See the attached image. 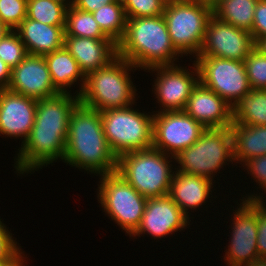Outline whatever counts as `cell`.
<instances>
[{
  "mask_svg": "<svg viewBox=\"0 0 266 266\" xmlns=\"http://www.w3.org/2000/svg\"><path fill=\"white\" fill-rule=\"evenodd\" d=\"M72 93H58L37 101L35 122L15 158L20 175L48 166L65 155L69 119L80 98ZM35 170V171H34Z\"/></svg>",
  "mask_w": 266,
  "mask_h": 266,
  "instance_id": "1",
  "label": "cell"
},
{
  "mask_svg": "<svg viewBox=\"0 0 266 266\" xmlns=\"http://www.w3.org/2000/svg\"><path fill=\"white\" fill-rule=\"evenodd\" d=\"M117 159L104 135L101 112L79 102L69 119L63 162L101 175L115 172Z\"/></svg>",
  "mask_w": 266,
  "mask_h": 266,
  "instance_id": "2",
  "label": "cell"
},
{
  "mask_svg": "<svg viewBox=\"0 0 266 266\" xmlns=\"http://www.w3.org/2000/svg\"><path fill=\"white\" fill-rule=\"evenodd\" d=\"M117 54L144 71L175 65L174 61L183 57L174 48L163 15L127 19L124 36L117 43Z\"/></svg>",
  "mask_w": 266,
  "mask_h": 266,
  "instance_id": "3",
  "label": "cell"
},
{
  "mask_svg": "<svg viewBox=\"0 0 266 266\" xmlns=\"http://www.w3.org/2000/svg\"><path fill=\"white\" fill-rule=\"evenodd\" d=\"M133 70L137 67L117 56L106 67L88 73L80 102L100 112L134 105L138 94L129 73Z\"/></svg>",
  "mask_w": 266,
  "mask_h": 266,
  "instance_id": "4",
  "label": "cell"
},
{
  "mask_svg": "<svg viewBox=\"0 0 266 266\" xmlns=\"http://www.w3.org/2000/svg\"><path fill=\"white\" fill-rule=\"evenodd\" d=\"M172 158L153 147L132 151L118 157L116 172L144 197H162L168 195L174 174Z\"/></svg>",
  "mask_w": 266,
  "mask_h": 266,
  "instance_id": "5",
  "label": "cell"
},
{
  "mask_svg": "<svg viewBox=\"0 0 266 266\" xmlns=\"http://www.w3.org/2000/svg\"><path fill=\"white\" fill-rule=\"evenodd\" d=\"M173 161L180 164L177 168L174 167L176 171L215 181L213 176L218 171L220 173V169L226 167L225 164L235 162L230 128L205 129L198 140L188 148L179 151Z\"/></svg>",
  "mask_w": 266,
  "mask_h": 266,
  "instance_id": "6",
  "label": "cell"
},
{
  "mask_svg": "<svg viewBox=\"0 0 266 266\" xmlns=\"http://www.w3.org/2000/svg\"><path fill=\"white\" fill-rule=\"evenodd\" d=\"M132 107L101 111L104 135L117 158L153 146V111L148 115Z\"/></svg>",
  "mask_w": 266,
  "mask_h": 266,
  "instance_id": "7",
  "label": "cell"
},
{
  "mask_svg": "<svg viewBox=\"0 0 266 266\" xmlns=\"http://www.w3.org/2000/svg\"><path fill=\"white\" fill-rule=\"evenodd\" d=\"M212 15V5L204 0H187L164 6L163 17L169 36L182 56H198Z\"/></svg>",
  "mask_w": 266,
  "mask_h": 266,
  "instance_id": "8",
  "label": "cell"
},
{
  "mask_svg": "<svg viewBox=\"0 0 266 266\" xmlns=\"http://www.w3.org/2000/svg\"><path fill=\"white\" fill-rule=\"evenodd\" d=\"M101 176V177H100ZM97 198L105 214L131 236L140 225L147 198L116 171L99 175Z\"/></svg>",
  "mask_w": 266,
  "mask_h": 266,
  "instance_id": "9",
  "label": "cell"
},
{
  "mask_svg": "<svg viewBox=\"0 0 266 266\" xmlns=\"http://www.w3.org/2000/svg\"><path fill=\"white\" fill-rule=\"evenodd\" d=\"M194 62L199 71V82L232 107L252 90L243 61L197 56Z\"/></svg>",
  "mask_w": 266,
  "mask_h": 266,
  "instance_id": "10",
  "label": "cell"
},
{
  "mask_svg": "<svg viewBox=\"0 0 266 266\" xmlns=\"http://www.w3.org/2000/svg\"><path fill=\"white\" fill-rule=\"evenodd\" d=\"M242 200L233 210L231 240L225 250L228 266H250L259 260L257 251V200Z\"/></svg>",
  "mask_w": 266,
  "mask_h": 266,
  "instance_id": "11",
  "label": "cell"
},
{
  "mask_svg": "<svg viewBox=\"0 0 266 266\" xmlns=\"http://www.w3.org/2000/svg\"><path fill=\"white\" fill-rule=\"evenodd\" d=\"M184 111L153 112V148L175 156L193 145L205 130Z\"/></svg>",
  "mask_w": 266,
  "mask_h": 266,
  "instance_id": "12",
  "label": "cell"
},
{
  "mask_svg": "<svg viewBox=\"0 0 266 266\" xmlns=\"http://www.w3.org/2000/svg\"><path fill=\"white\" fill-rule=\"evenodd\" d=\"M193 70L177 64L156 66L147 69L156 72L153 89L155 99L160 104V109L154 112L183 111L186 103L199 83V71L193 62Z\"/></svg>",
  "mask_w": 266,
  "mask_h": 266,
  "instance_id": "13",
  "label": "cell"
},
{
  "mask_svg": "<svg viewBox=\"0 0 266 266\" xmlns=\"http://www.w3.org/2000/svg\"><path fill=\"white\" fill-rule=\"evenodd\" d=\"M255 44L249 31L236 28L212 15L208 20L198 56H213L244 62L255 48Z\"/></svg>",
  "mask_w": 266,
  "mask_h": 266,
  "instance_id": "14",
  "label": "cell"
},
{
  "mask_svg": "<svg viewBox=\"0 0 266 266\" xmlns=\"http://www.w3.org/2000/svg\"><path fill=\"white\" fill-rule=\"evenodd\" d=\"M188 218L179 206L168 196L147 198L143 217L137 230L130 236L149 234L158 240L169 234L182 231L190 225Z\"/></svg>",
  "mask_w": 266,
  "mask_h": 266,
  "instance_id": "15",
  "label": "cell"
},
{
  "mask_svg": "<svg viewBox=\"0 0 266 266\" xmlns=\"http://www.w3.org/2000/svg\"><path fill=\"white\" fill-rule=\"evenodd\" d=\"M8 89L36 100L60 93L52 83L44 56L30 54L11 69Z\"/></svg>",
  "mask_w": 266,
  "mask_h": 266,
  "instance_id": "16",
  "label": "cell"
},
{
  "mask_svg": "<svg viewBox=\"0 0 266 266\" xmlns=\"http://www.w3.org/2000/svg\"><path fill=\"white\" fill-rule=\"evenodd\" d=\"M37 101L9 89H0V134L21 137L22 145L35 122Z\"/></svg>",
  "mask_w": 266,
  "mask_h": 266,
  "instance_id": "17",
  "label": "cell"
},
{
  "mask_svg": "<svg viewBox=\"0 0 266 266\" xmlns=\"http://www.w3.org/2000/svg\"><path fill=\"white\" fill-rule=\"evenodd\" d=\"M183 111L206 129L230 128L232 124V106L200 82Z\"/></svg>",
  "mask_w": 266,
  "mask_h": 266,
  "instance_id": "18",
  "label": "cell"
},
{
  "mask_svg": "<svg viewBox=\"0 0 266 266\" xmlns=\"http://www.w3.org/2000/svg\"><path fill=\"white\" fill-rule=\"evenodd\" d=\"M64 46L85 75L106 67L118 56L117 44L112 39L64 35Z\"/></svg>",
  "mask_w": 266,
  "mask_h": 266,
  "instance_id": "19",
  "label": "cell"
},
{
  "mask_svg": "<svg viewBox=\"0 0 266 266\" xmlns=\"http://www.w3.org/2000/svg\"><path fill=\"white\" fill-rule=\"evenodd\" d=\"M168 196L179 206L181 211L189 218L188 210L199 209L212 195L213 180L174 171ZM207 200V201H206Z\"/></svg>",
  "mask_w": 266,
  "mask_h": 266,
  "instance_id": "20",
  "label": "cell"
},
{
  "mask_svg": "<svg viewBox=\"0 0 266 266\" xmlns=\"http://www.w3.org/2000/svg\"><path fill=\"white\" fill-rule=\"evenodd\" d=\"M65 26H53L28 19L15 29L30 55L44 56L64 46Z\"/></svg>",
  "mask_w": 266,
  "mask_h": 266,
  "instance_id": "21",
  "label": "cell"
},
{
  "mask_svg": "<svg viewBox=\"0 0 266 266\" xmlns=\"http://www.w3.org/2000/svg\"><path fill=\"white\" fill-rule=\"evenodd\" d=\"M51 80L54 87L60 93H71L68 90L73 87V84L79 82V92L76 95L80 96L86 80V75L80 69L79 64L69 51L63 46L62 48L44 55ZM72 85V86H71Z\"/></svg>",
  "mask_w": 266,
  "mask_h": 266,
  "instance_id": "22",
  "label": "cell"
},
{
  "mask_svg": "<svg viewBox=\"0 0 266 266\" xmlns=\"http://www.w3.org/2000/svg\"><path fill=\"white\" fill-rule=\"evenodd\" d=\"M230 130L235 164L242 165L250 158L266 154V125L247 126L232 121Z\"/></svg>",
  "mask_w": 266,
  "mask_h": 266,
  "instance_id": "23",
  "label": "cell"
},
{
  "mask_svg": "<svg viewBox=\"0 0 266 266\" xmlns=\"http://www.w3.org/2000/svg\"><path fill=\"white\" fill-rule=\"evenodd\" d=\"M232 121L247 126L266 125V90H251L232 107Z\"/></svg>",
  "mask_w": 266,
  "mask_h": 266,
  "instance_id": "24",
  "label": "cell"
},
{
  "mask_svg": "<svg viewBox=\"0 0 266 266\" xmlns=\"http://www.w3.org/2000/svg\"><path fill=\"white\" fill-rule=\"evenodd\" d=\"M258 0H220L213 7V15L236 28L252 30Z\"/></svg>",
  "mask_w": 266,
  "mask_h": 266,
  "instance_id": "25",
  "label": "cell"
},
{
  "mask_svg": "<svg viewBox=\"0 0 266 266\" xmlns=\"http://www.w3.org/2000/svg\"><path fill=\"white\" fill-rule=\"evenodd\" d=\"M92 14L101 30L117 44L124 36L127 22L122 0L103 5Z\"/></svg>",
  "mask_w": 266,
  "mask_h": 266,
  "instance_id": "26",
  "label": "cell"
},
{
  "mask_svg": "<svg viewBox=\"0 0 266 266\" xmlns=\"http://www.w3.org/2000/svg\"><path fill=\"white\" fill-rule=\"evenodd\" d=\"M65 35L110 39L100 28L92 13L70 6L66 12Z\"/></svg>",
  "mask_w": 266,
  "mask_h": 266,
  "instance_id": "27",
  "label": "cell"
},
{
  "mask_svg": "<svg viewBox=\"0 0 266 266\" xmlns=\"http://www.w3.org/2000/svg\"><path fill=\"white\" fill-rule=\"evenodd\" d=\"M67 9L54 0H27V18L47 25L65 26Z\"/></svg>",
  "mask_w": 266,
  "mask_h": 266,
  "instance_id": "28",
  "label": "cell"
},
{
  "mask_svg": "<svg viewBox=\"0 0 266 266\" xmlns=\"http://www.w3.org/2000/svg\"><path fill=\"white\" fill-rule=\"evenodd\" d=\"M249 85L252 90H266V55L256 47L244 61Z\"/></svg>",
  "mask_w": 266,
  "mask_h": 266,
  "instance_id": "29",
  "label": "cell"
},
{
  "mask_svg": "<svg viewBox=\"0 0 266 266\" xmlns=\"http://www.w3.org/2000/svg\"><path fill=\"white\" fill-rule=\"evenodd\" d=\"M28 55L16 30H10L0 39V58L12 69Z\"/></svg>",
  "mask_w": 266,
  "mask_h": 266,
  "instance_id": "30",
  "label": "cell"
},
{
  "mask_svg": "<svg viewBox=\"0 0 266 266\" xmlns=\"http://www.w3.org/2000/svg\"><path fill=\"white\" fill-rule=\"evenodd\" d=\"M127 19L163 15L165 4L161 0H122Z\"/></svg>",
  "mask_w": 266,
  "mask_h": 266,
  "instance_id": "31",
  "label": "cell"
},
{
  "mask_svg": "<svg viewBox=\"0 0 266 266\" xmlns=\"http://www.w3.org/2000/svg\"><path fill=\"white\" fill-rule=\"evenodd\" d=\"M27 17V0H0V19L15 30Z\"/></svg>",
  "mask_w": 266,
  "mask_h": 266,
  "instance_id": "32",
  "label": "cell"
},
{
  "mask_svg": "<svg viewBox=\"0 0 266 266\" xmlns=\"http://www.w3.org/2000/svg\"><path fill=\"white\" fill-rule=\"evenodd\" d=\"M248 194L243 200H257V251L259 259H266V206L263 193ZM255 195V196H254Z\"/></svg>",
  "mask_w": 266,
  "mask_h": 266,
  "instance_id": "33",
  "label": "cell"
},
{
  "mask_svg": "<svg viewBox=\"0 0 266 266\" xmlns=\"http://www.w3.org/2000/svg\"><path fill=\"white\" fill-rule=\"evenodd\" d=\"M18 245L12 233L0 221V260H25L24 251Z\"/></svg>",
  "mask_w": 266,
  "mask_h": 266,
  "instance_id": "34",
  "label": "cell"
},
{
  "mask_svg": "<svg viewBox=\"0 0 266 266\" xmlns=\"http://www.w3.org/2000/svg\"><path fill=\"white\" fill-rule=\"evenodd\" d=\"M243 167H246V171L250 174L255 180L256 184L258 183L261 186V189H264L266 193V154L263 156L250 158L244 164Z\"/></svg>",
  "mask_w": 266,
  "mask_h": 266,
  "instance_id": "35",
  "label": "cell"
},
{
  "mask_svg": "<svg viewBox=\"0 0 266 266\" xmlns=\"http://www.w3.org/2000/svg\"><path fill=\"white\" fill-rule=\"evenodd\" d=\"M250 33L252 34L255 43L260 38L266 36V0H258L256 4L252 30Z\"/></svg>",
  "mask_w": 266,
  "mask_h": 266,
  "instance_id": "36",
  "label": "cell"
},
{
  "mask_svg": "<svg viewBox=\"0 0 266 266\" xmlns=\"http://www.w3.org/2000/svg\"><path fill=\"white\" fill-rule=\"evenodd\" d=\"M117 0H74L73 6L77 9L93 13L103 5L113 3Z\"/></svg>",
  "mask_w": 266,
  "mask_h": 266,
  "instance_id": "37",
  "label": "cell"
},
{
  "mask_svg": "<svg viewBox=\"0 0 266 266\" xmlns=\"http://www.w3.org/2000/svg\"><path fill=\"white\" fill-rule=\"evenodd\" d=\"M11 80V68L0 58V89H8Z\"/></svg>",
  "mask_w": 266,
  "mask_h": 266,
  "instance_id": "38",
  "label": "cell"
},
{
  "mask_svg": "<svg viewBox=\"0 0 266 266\" xmlns=\"http://www.w3.org/2000/svg\"><path fill=\"white\" fill-rule=\"evenodd\" d=\"M26 260H0V266H25Z\"/></svg>",
  "mask_w": 266,
  "mask_h": 266,
  "instance_id": "39",
  "label": "cell"
},
{
  "mask_svg": "<svg viewBox=\"0 0 266 266\" xmlns=\"http://www.w3.org/2000/svg\"><path fill=\"white\" fill-rule=\"evenodd\" d=\"M255 47L259 49L263 54L266 55V36L263 38H260L256 44Z\"/></svg>",
  "mask_w": 266,
  "mask_h": 266,
  "instance_id": "40",
  "label": "cell"
},
{
  "mask_svg": "<svg viewBox=\"0 0 266 266\" xmlns=\"http://www.w3.org/2000/svg\"><path fill=\"white\" fill-rule=\"evenodd\" d=\"M10 30L11 29L0 19V39H2Z\"/></svg>",
  "mask_w": 266,
  "mask_h": 266,
  "instance_id": "41",
  "label": "cell"
},
{
  "mask_svg": "<svg viewBox=\"0 0 266 266\" xmlns=\"http://www.w3.org/2000/svg\"><path fill=\"white\" fill-rule=\"evenodd\" d=\"M57 2H60L64 5H66L67 7L73 6L74 0H54Z\"/></svg>",
  "mask_w": 266,
  "mask_h": 266,
  "instance_id": "42",
  "label": "cell"
},
{
  "mask_svg": "<svg viewBox=\"0 0 266 266\" xmlns=\"http://www.w3.org/2000/svg\"><path fill=\"white\" fill-rule=\"evenodd\" d=\"M250 266H266V259H259Z\"/></svg>",
  "mask_w": 266,
  "mask_h": 266,
  "instance_id": "43",
  "label": "cell"
},
{
  "mask_svg": "<svg viewBox=\"0 0 266 266\" xmlns=\"http://www.w3.org/2000/svg\"><path fill=\"white\" fill-rule=\"evenodd\" d=\"M165 5L167 4H171V3H180V2H184L187 0H161Z\"/></svg>",
  "mask_w": 266,
  "mask_h": 266,
  "instance_id": "44",
  "label": "cell"
},
{
  "mask_svg": "<svg viewBox=\"0 0 266 266\" xmlns=\"http://www.w3.org/2000/svg\"><path fill=\"white\" fill-rule=\"evenodd\" d=\"M220 0H210L209 3L214 7Z\"/></svg>",
  "mask_w": 266,
  "mask_h": 266,
  "instance_id": "45",
  "label": "cell"
}]
</instances>
